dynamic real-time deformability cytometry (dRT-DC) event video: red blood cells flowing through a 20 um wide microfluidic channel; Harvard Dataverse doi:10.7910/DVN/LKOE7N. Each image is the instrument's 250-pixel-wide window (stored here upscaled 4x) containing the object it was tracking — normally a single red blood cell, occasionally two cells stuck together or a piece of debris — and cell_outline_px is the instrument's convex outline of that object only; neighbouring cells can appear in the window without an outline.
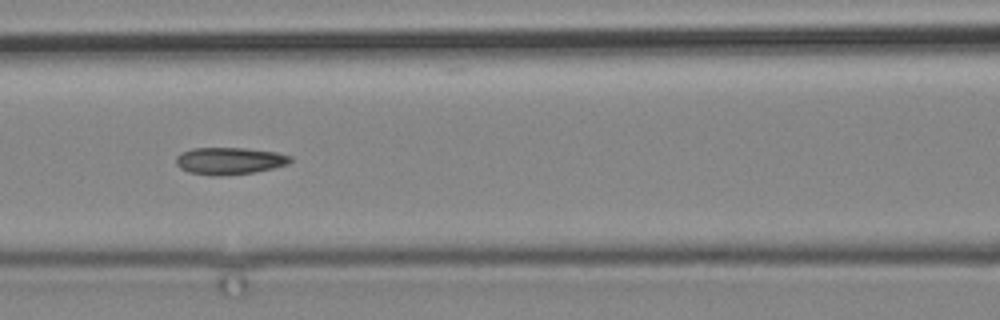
{"species": "common noctule bat (a hibernating species)", "species_latin": "Nyctalus noctula", "temperature_condition": "cold", "stored_images_in_passage": 3, "camera_frame_rate_fps": 3000, "um_per_image_px": 0.085, "animal": {"sex": "male", "body_mass_g": 19.2, "forearm_length_mm": 51.8}, "frame": {"image": 1, "passage_image": 3, "time_ms": 2.333, "image_size_px": [1000, 320], "cell_outline_px": [[292, 160], [288, 164], [272, 168], [252, 172], [220, 176], [216, 176], [188, 172], [180, 168], [176, 164], [176, 156], [180, 152], [192, 148], [244, 148], [276, 152], [292, 156]], "centroid_in_image_um": [19.48, 13.66], "position_along_channel_um": 147.1, "area_um2": 18.03}}